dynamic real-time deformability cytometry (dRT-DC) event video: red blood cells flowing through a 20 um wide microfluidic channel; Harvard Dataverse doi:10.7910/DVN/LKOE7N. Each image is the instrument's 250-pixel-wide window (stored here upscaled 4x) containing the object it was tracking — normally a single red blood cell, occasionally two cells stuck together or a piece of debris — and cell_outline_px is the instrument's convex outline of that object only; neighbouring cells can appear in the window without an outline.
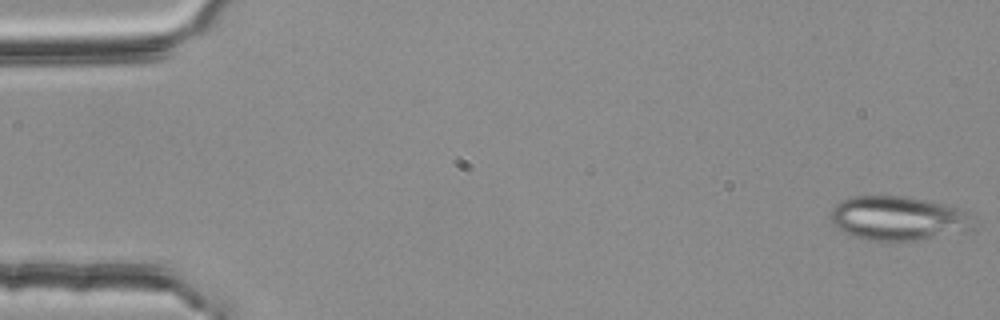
{"species": "common noctule bat (a hibernating species)", "species_latin": "Nyctalus noctula", "temperature_condition": "room temperature", "stored_images_in_passage": 16, "camera_frame_rate_fps": 3000, "um_per_image_px": 0.085, "animal": {"sex": "female", "body_mass_g": 25.1}, "frame": {"image": 1, "passage_image": 1, "time_ms": 0.0, "image_size_px": [1000, 320], "cell_outline_px": [[976, 228], [972, 232], [912, 240], [864, 240], [836, 228], [832, 220], [832, 208], [840, 200], [852, 196], [908, 196], [944, 204], [956, 208], [964, 212]], "centroid_in_image_um": [76.35, 18.56], "position_along_channel_um": 8.6, "area_um2": 36.65}}